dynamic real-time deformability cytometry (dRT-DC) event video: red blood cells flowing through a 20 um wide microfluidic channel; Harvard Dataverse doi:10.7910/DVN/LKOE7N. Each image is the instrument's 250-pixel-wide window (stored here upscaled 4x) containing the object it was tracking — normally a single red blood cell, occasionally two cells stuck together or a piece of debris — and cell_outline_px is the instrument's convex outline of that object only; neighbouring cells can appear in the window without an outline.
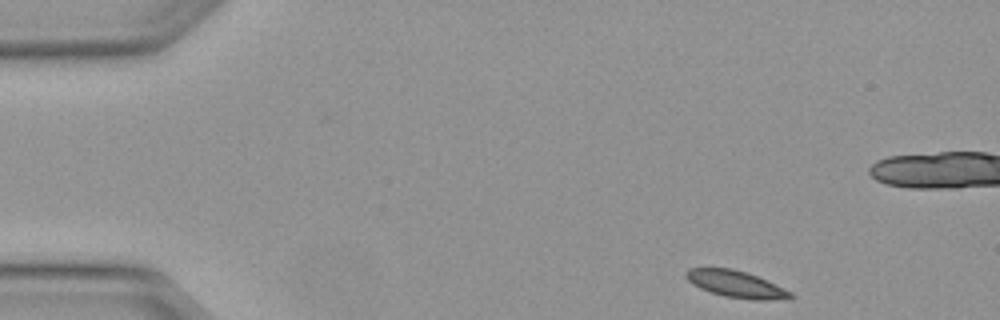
{"species": "Egyptian fruit bat (a non-hibernating species)", "species_latin": "Rousettus aegyptiacus", "temperature_condition": "warm", "stored_images_in_passage": 3, "camera_frame_rate_fps": 3000, "um_per_image_px": 0.085, "animal": {"sex": "female"}, "frame": {"image": 1, "passage_image": 1, "time_ms": 0.0, "image_size_px": [1000, 320], "cell_outline_px": [[796, 296], [792, 300], [752, 300], [724, 296], [700, 288], [692, 284], [684, 276], [684, 272], [688, 268], [732, 268], [756, 276], [776, 284], [792, 292]], "centroid_in_image_um": [62.61, 24.17], "position_along_channel_um": 22.4, "area_um2": 16.53}}